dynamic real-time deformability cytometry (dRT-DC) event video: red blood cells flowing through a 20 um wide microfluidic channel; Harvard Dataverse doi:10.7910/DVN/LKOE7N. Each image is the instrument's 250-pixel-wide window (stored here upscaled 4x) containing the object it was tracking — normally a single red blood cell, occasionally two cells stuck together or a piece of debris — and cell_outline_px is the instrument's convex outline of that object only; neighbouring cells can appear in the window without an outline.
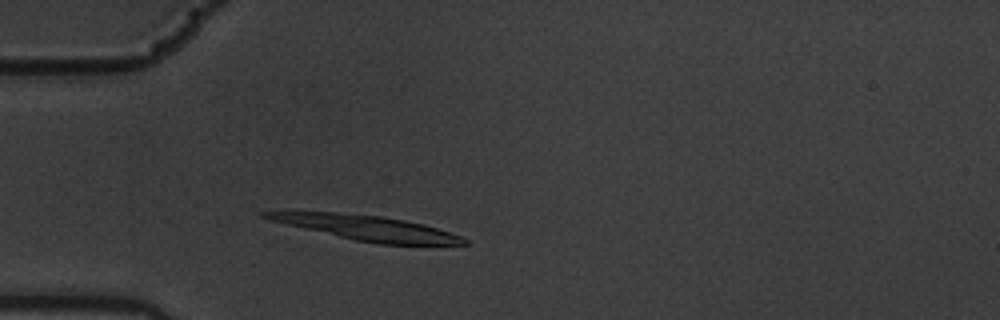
{"species": "common noctule bat (a hibernating species)", "species_latin": "Nyctalus noctula", "temperature_condition": "warm", "stored_images_in_passage": 2, "camera_frame_rate_fps": 3000, "um_per_image_px": 0.085, "animal": {"sex": "male", "body_mass_g": 19.5, "forearm_length_mm": 54.6}, "frame": {"image": 1, "passage_image": 2, "time_ms": 0.333, "image_size_px": [1000, 320], "cell_outline_px": [[468, 244], [380, 244], [356, 240], [304, 228], [272, 220], [260, 216], [260, 212], [284, 208], [336, 212], [384, 216], [424, 224], [460, 236], [468, 240]], "centroid_in_image_um": [31.0, 19.31], "position_along_channel_um": 54.0, "area_um2": 29.02}}